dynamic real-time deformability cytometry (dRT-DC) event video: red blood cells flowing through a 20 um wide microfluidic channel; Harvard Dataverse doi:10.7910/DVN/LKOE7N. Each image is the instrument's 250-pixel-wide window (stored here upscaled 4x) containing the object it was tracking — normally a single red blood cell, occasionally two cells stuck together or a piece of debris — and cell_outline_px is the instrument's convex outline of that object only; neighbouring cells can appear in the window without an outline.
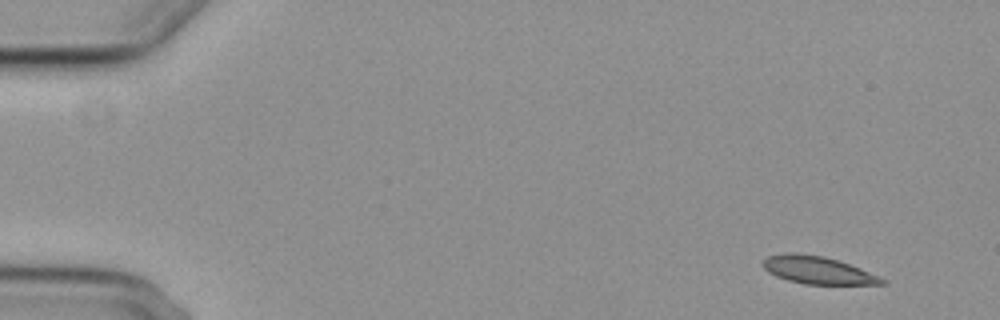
{"species": "common noctule bat (a hibernating species)", "species_latin": "Nyctalus noctula", "temperature_condition": "cold", "stored_images_in_passage": 4, "camera_frame_rate_fps": 3000, "um_per_image_px": 0.085, "animal": {"sex": "female", "body_mass_g": 29.2, "forearm_length_mm": 56.3}, "frame": {"image": 1, "passage_image": 1, "time_ms": 0.0, "image_size_px": [1000, 320], "cell_outline_px": [[888, 284], [804, 284], [788, 280], [776, 276], [768, 272], [760, 264], [768, 256], [784, 252], [796, 252], [824, 256], [860, 268], [880, 276]], "centroid_in_image_um": [69.46, 22.95], "position_along_channel_um": 15.5, "area_um2": 19.13}}
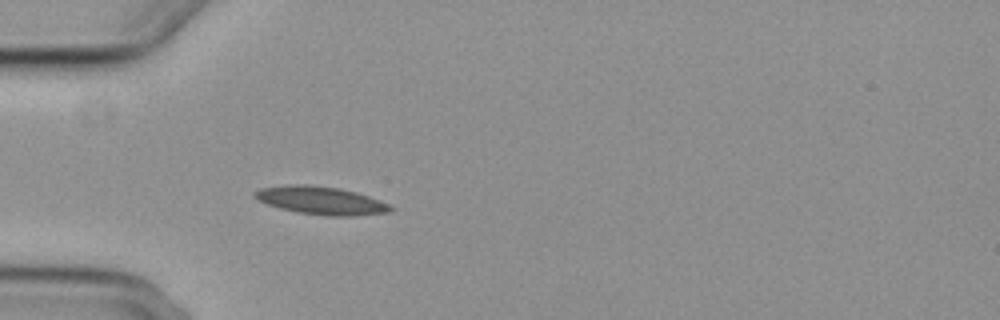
{"frame": {"image": 2, "passage_image": 4, "time_ms": 4.333, "image_size_px": [1000, 320], "cell_outline_px": [[396, 208], [392, 212], [356, 216], [328, 216], [296, 212], [280, 208], [256, 200], [252, 196], [252, 192], [260, 188], [288, 184], [308, 184], [340, 188], [356, 192], [380, 200]], "centroid_in_image_um": [27.28, 17.04], "position_along_channel_um": 57.7, "area_um2": 22.54}}